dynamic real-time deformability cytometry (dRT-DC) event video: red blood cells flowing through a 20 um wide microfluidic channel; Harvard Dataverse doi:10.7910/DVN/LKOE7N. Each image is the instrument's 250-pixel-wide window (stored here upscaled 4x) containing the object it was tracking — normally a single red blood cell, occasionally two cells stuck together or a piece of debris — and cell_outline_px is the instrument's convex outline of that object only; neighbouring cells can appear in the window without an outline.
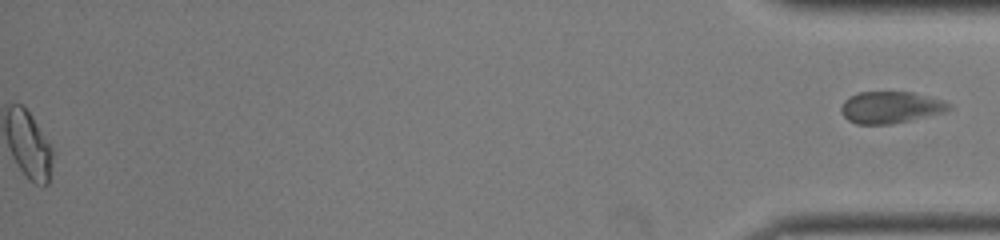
{"species": "common noctule bat (a hibernating species)", "species_latin": "Nyctalus noctula", "temperature_condition": "room temperature", "stored_images_in_passage": 46, "segment_of_instrument_passage": [2, 2], "camera_frame_rate_fps": 3000, "um_per_image_px": 0.085, "animal": {"sex": "female", "body_mass_g": 22.0, "forearm_length_mm": 56.7}, "frame": {"image": 1, "passage_image": 46, "time_ms": 15.0, "image_size_px": [1000, 240], "cell_outline_px": [[952, 108], [944, 112], [908, 120], [888, 124], [856, 124], [848, 120], [844, 116], [840, 108], [844, 100], [848, 96], [860, 92], [912, 92], [944, 100], [952, 104]], "centroid_in_image_um": [75.69, 9.11], "position_along_channel_um": 359.5, "area_um2": 19.88}}